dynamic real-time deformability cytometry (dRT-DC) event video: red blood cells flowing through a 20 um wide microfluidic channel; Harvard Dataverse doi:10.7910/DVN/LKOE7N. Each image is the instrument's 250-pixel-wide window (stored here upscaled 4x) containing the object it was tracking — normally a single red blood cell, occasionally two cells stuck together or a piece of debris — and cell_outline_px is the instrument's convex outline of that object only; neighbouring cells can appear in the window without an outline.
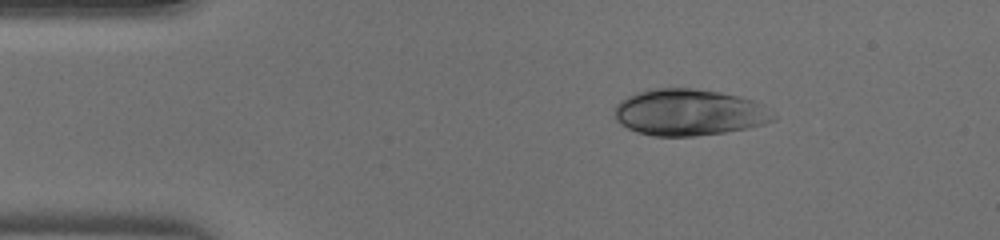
{"species": "human", "species_latin": "Homo sapiens", "temperature_condition": "warm", "stored_images_in_passage": 39, "camera_frame_rate_fps": 3000, "um_per_image_px": 0.085, "donor": {"sex": "male"}, "frame": {"image": 1, "passage_image": 1, "time_ms": 0.0, "image_size_px": [1000, 240], "cell_outline_px": [[776, 120], [764, 124], [748, 128], [724, 132], [696, 136], [652, 136], [636, 132], [620, 124], [616, 120], [616, 104], [620, 100], [636, 92], [648, 88], [692, 88], [720, 92], [740, 96], [764, 104], [776, 116]], "centroid_in_image_um": [58.58, 9.55], "position_along_channel_um": 26.4, "area_um2": 43.35}}
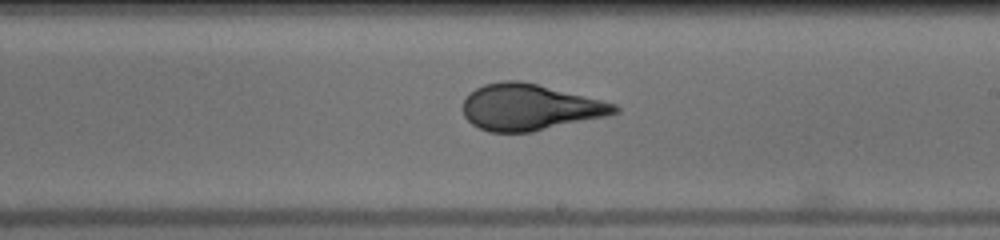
{"frame": {"image": 2, "passage_image": 20, "time_ms": 6.333, "image_size_px": [1000, 240], "cell_outline_px": [[620, 112], [604, 116], [532, 132], [488, 132], [472, 124], [464, 116], [464, 100], [476, 88], [484, 84], [504, 80], [520, 80], [616, 104], [620, 108]], "centroid_in_image_um": [45.01, 9.12], "position_along_channel_um": 244.0, "area_um2": 40.29}}
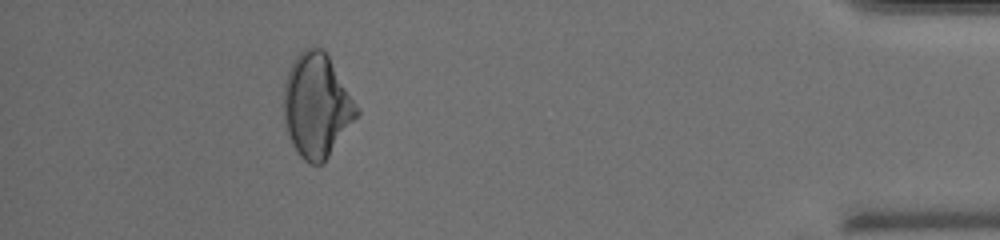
{"frame": {"image": 3, "passage_image": 35, "time_ms": 11.333, "image_size_px": [1000, 240], "cell_outline_px": [[360, 112], [324, 164], [308, 164], [300, 156], [292, 144], [284, 120], [284, 84], [288, 68], [292, 60], [304, 48], [312, 44], [320, 48], [328, 56], [360, 108]], "centroid_in_image_um": [26.92, 8.97], "position_along_channel_um": 408.3, "area_um2": 44.39}}